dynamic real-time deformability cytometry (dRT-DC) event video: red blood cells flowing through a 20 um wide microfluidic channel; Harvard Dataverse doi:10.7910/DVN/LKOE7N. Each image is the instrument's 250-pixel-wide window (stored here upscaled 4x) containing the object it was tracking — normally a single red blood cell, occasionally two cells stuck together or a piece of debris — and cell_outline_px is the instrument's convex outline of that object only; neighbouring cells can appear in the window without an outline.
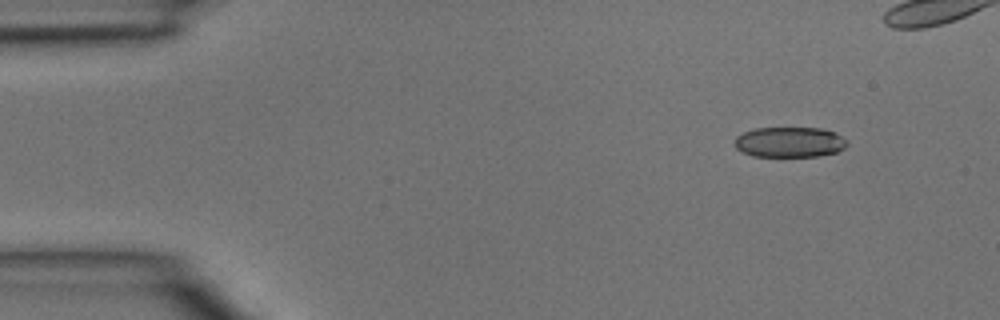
{"species": "common noctule bat (a hibernating species)", "species_latin": "Nyctalus noctula", "temperature_condition": "room temperature", "stored_images_in_passage": 3, "camera_frame_rate_fps": 3000, "um_per_image_px": 0.085, "animal": {"sex": "male", "body_mass_g": 15.6}, "frame": {"image": 1, "passage_image": 1, "time_ms": 0.0, "image_size_px": [1000, 320], "cell_outline_px": [[848, 144], [844, 148], [836, 152], [816, 156], [752, 156], [736, 148], [732, 144], [736, 136], [744, 132], [756, 128], [820, 128], [832, 132], [848, 140]], "centroid_in_image_um": [67.08, 12.08], "position_along_channel_um": 17.9, "area_um2": 19.83}}